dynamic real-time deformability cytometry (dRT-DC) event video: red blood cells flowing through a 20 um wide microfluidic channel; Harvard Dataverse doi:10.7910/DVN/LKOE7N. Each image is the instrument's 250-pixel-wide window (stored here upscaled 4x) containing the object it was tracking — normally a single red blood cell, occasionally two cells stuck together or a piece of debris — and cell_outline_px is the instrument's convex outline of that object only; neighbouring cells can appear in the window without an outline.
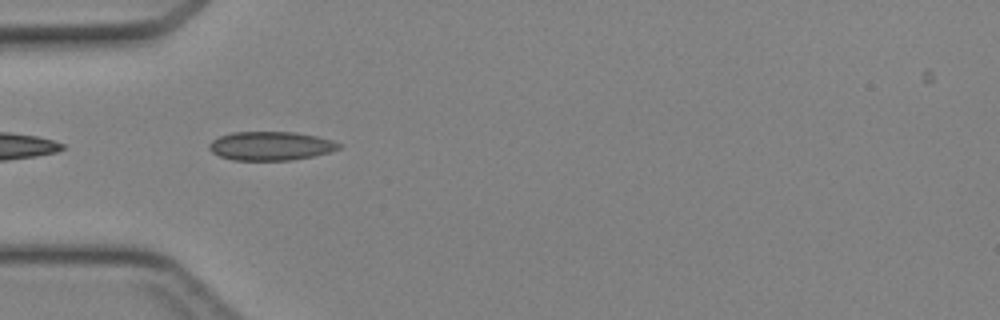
{"species": "Egyptian fruit bat (a non-hibernating species)", "species_latin": "Rousettus aegyptiacus", "temperature_condition": "cold", "stored_images_in_passage": 5, "camera_frame_rate_fps": 3000, "um_per_image_px": 0.085, "animal": {"sex": "female"}, "frame": {"image": 1, "passage_image": 2, "time_ms": 0.333, "image_size_px": [1000, 320], "cell_outline_px": [[340, 148], [328, 152], [312, 156], [292, 160], [232, 160], [220, 156], [212, 152], [208, 148], [208, 144], [212, 140], [220, 136], [232, 132], [296, 132], [316, 136], [332, 140], [340, 144]], "centroid_in_image_um": [22.97, 12.4], "position_along_channel_um": 62.0, "area_um2": 21.68}}